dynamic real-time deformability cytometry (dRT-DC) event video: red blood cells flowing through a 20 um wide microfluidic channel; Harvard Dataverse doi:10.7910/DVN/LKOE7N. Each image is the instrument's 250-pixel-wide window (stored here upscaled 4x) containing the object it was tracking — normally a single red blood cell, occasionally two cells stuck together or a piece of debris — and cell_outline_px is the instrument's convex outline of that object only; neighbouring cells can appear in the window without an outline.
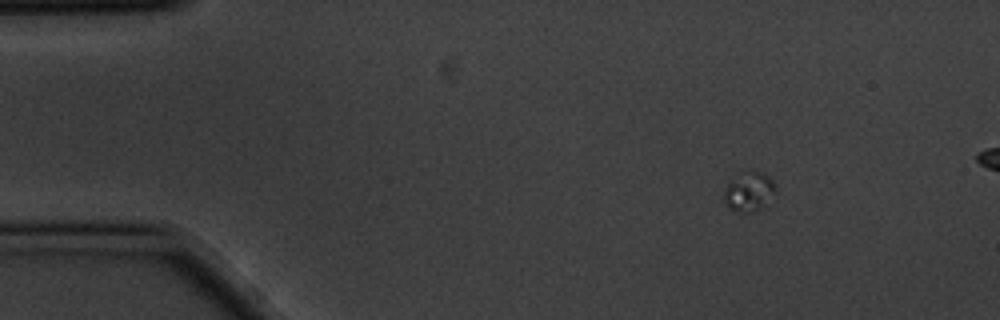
{"species": "common noctule bat (a hibernating species)", "species_latin": "Nyctalus noctula", "temperature_condition": "cold", "stored_images_in_passage": 6, "camera_frame_rate_fps": 3000, "um_per_image_px": 0.085, "animal": {"sex": "male", "body_mass_g": 20.1, "forearm_length_mm": 53.5}, "frame": {"image": 1, "passage_image": 1, "time_ms": 0.0, "image_size_px": [1000, 320], "cell_outline_px": [[776, 192], [764, 208], [752, 212], [740, 212], [724, 204], [724, 188], [744, 168], [748, 168], [760, 172], [768, 176], [776, 184]], "centroid_in_image_um": [63.69, 16.25], "position_along_channel_um": 21.3, "area_um2": 12.2}}